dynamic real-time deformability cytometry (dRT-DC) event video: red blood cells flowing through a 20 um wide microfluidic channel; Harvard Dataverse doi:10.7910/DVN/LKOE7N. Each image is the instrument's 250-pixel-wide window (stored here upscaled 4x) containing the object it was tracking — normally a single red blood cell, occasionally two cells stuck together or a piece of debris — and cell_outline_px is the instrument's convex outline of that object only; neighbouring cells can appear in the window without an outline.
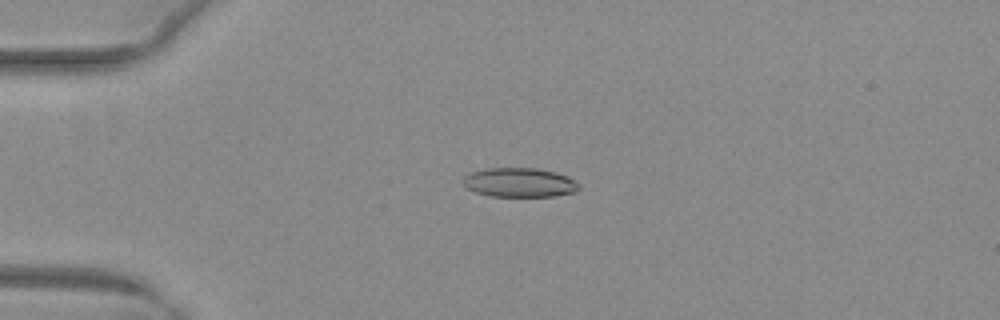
{"species": "common noctule bat (a hibernating species)", "species_latin": "Nyctalus noctula", "temperature_condition": "warm", "stored_images_in_passage": 46, "camera_frame_rate_fps": 3000, "um_per_image_px": 0.085, "animal": {"sex": "female", "body_mass_g": 29.2, "forearm_length_mm": 56.3}, "frame": {"image": 1, "passage_image": 8, "time_ms": 2.333, "image_size_px": [1000, 320], "cell_outline_px": [[580, 188], [572, 192], [552, 196], [488, 196], [476, 192], [468, 188], [464, 184], [464, 176], [472, 172], [488, 168], [536, 168], [568, 176], [580, 184]], "centroid_in_image_um": [44.16, 15.51], "position_along_channel_um": 40.8, "area_um2": 19.48}}
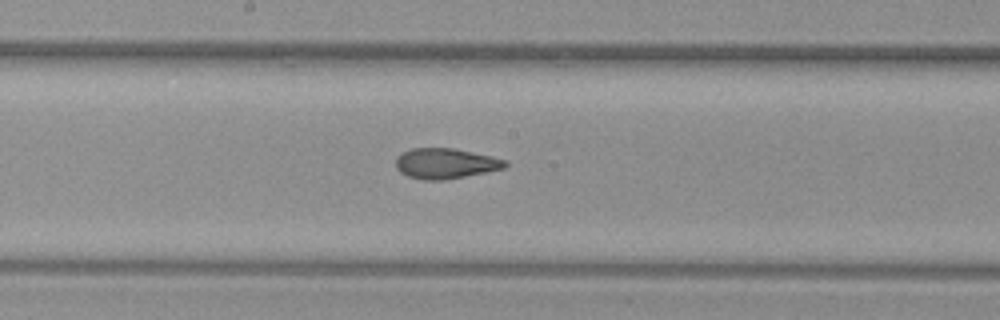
{"frame": {"image": 2, "passage_image": 23, "time_ms": 7.333, "image_size_px": [1000, 320], "cell_outline_px": [[508, 164], [504, 168], [444, 180], [424, 180], [408, 176], [400, 172], [396, 168], [396, 156], [400, 152], [412, 148], [452, 148], [492, 156], [508, 160]], "centroid_in_image_um": [37.84, 13.88], "position_along_channel_um": 210.4, "area_um2": 19.36}}
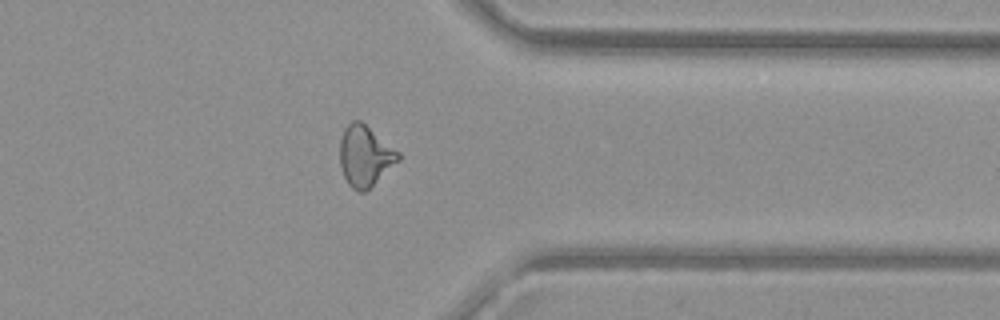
{"frame": {"image": 3, "passage_image": 36, "time_ms": 11.667, "image_size_px": [1000, 320], "cell_outline_px": [[400, 160], [364, 192], [360, 192], [352, 188], [348, 184], [344, 176], [340, 164], [340, 140], [344, 128], [352, 120], [360, 120], [400, 152]], "centroid_in_image_um": [31.02, 13.24], "position_along_channel_um": 380.4, "area_um2": 20.52}, "authors_computed_cell_mechanics": {"area_um2": 19.9988, "velocity_mm_per_s": 4.0739, "shape_relaxation_time_tau1_ms": null, "shape_relaxation_time_tau2_ms": 1.6246, "deformation_change_tau1": null, "deformation_change_tau2": 0.0696}}